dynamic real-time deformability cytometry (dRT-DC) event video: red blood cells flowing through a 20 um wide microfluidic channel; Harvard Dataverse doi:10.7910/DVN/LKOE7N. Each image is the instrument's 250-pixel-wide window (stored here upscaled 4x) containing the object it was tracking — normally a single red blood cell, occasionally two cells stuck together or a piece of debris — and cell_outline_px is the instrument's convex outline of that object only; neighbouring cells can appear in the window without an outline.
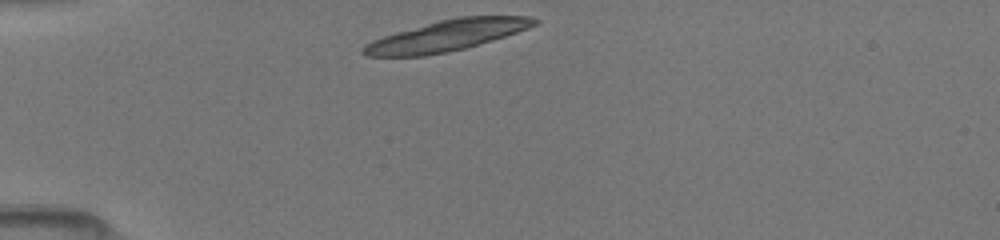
{"species": "common noctule bat (a hibernating species)", "species_latin": "Nyctalus noctula", "temperature_condition": "room temperature", "stored_images_in_passage": 37, "segment_of_instrument_passage": [1, 2], "camera_frame_rate_fps": 3000, "um_per_image_px": 0.085, "animal": {"sex": "female", "body_mass_g": 19.5, "forearm_length_mm": 54.1}, "frame": {"image": 1, "passage_image": 1, "time_ms": 0.0, "image_size_px": [1000, 240], "cell_outline_px": [[540, 20], [536, 24], [528, 28], [492, 40], [464, 48], [448, 52], [424, 56], [364, 56], [360, 52], [360, 48], [364, 44], [372, 40], [396, 32], [440, 20], [460, 16], [528, 16]], "centroid_in_image_um": [37.93, 3.03], "position_along_channel_um": 47.1, "area_um2": 30.58}}